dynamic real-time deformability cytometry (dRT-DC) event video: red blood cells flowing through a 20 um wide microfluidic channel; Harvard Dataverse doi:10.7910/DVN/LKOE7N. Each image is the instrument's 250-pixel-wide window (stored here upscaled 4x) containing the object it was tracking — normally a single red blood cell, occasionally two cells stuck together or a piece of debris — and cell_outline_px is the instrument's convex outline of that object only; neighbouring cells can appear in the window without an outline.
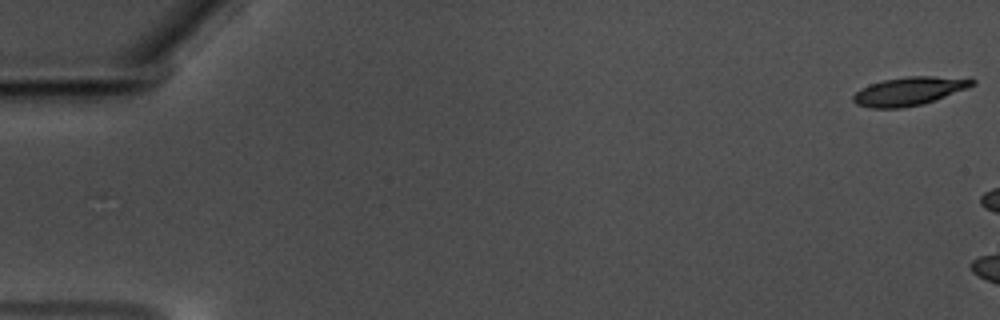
{"species": "common noctule bat (a hibernating species)", "species_latin": "Nyctalus noctula", "temperature_condition": "warm", "stored_images_in_passage": 7, "camera_frame_rate_fps": 3000, "um_per_image_px": 0.085, "animal": {"sex": "male", "body_mass_g": 17.5, "forearm_length_mm": 52.3}, "frame": {"image": 1, "passage_image": 1, "time_ms": 0.0, "image_size_px": [1000, 320], "cell_outline_px": [[976, 84], [968, 88], [924, 104], [900, 108], [872, 108], [856, 104], [852, 100], [852, 96], [860, 88], [868, 84], [884, 80], [908, 76], [972, 76], [976, 80]], "centroid_in_image_um": [77.36, 7.72], "position_along_channel_um": 7.6, "area_um2": 20.23}}